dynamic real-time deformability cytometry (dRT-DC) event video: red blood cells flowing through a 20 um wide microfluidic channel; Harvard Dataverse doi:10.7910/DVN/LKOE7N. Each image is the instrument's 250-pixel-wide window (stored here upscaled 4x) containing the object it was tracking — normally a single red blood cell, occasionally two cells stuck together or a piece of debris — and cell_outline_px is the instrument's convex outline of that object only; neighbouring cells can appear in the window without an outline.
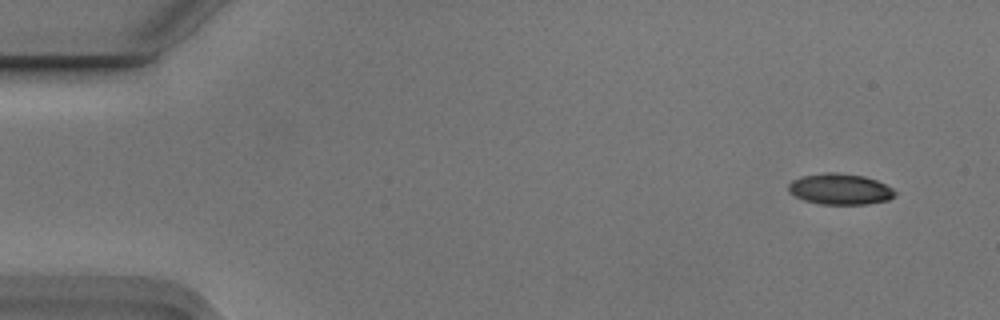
{"species": "Egyptian fruit bat (a non-hibernating species)", "species_latin": "Rousettus aegyptiacus", "temperature_condition": "cold", "stored_images_in_passage": 5, "camera_frame_rate_fps": 3000, "um_per_image_px": 0.085, "animal": {"sex": "male"}, "frame": {"image": 1, "passage_image": 1, "time_ms": 0.0, "image_size_px": [1000, 320], "cell_outline_px": [[896, 192], [888, 200], [868, 204], [820, 204], [804, 200], [788, 192], [788, 184], [792, 180], [800, 176], [824, 172], [836, 172], [864, 176], [876, 180], [892, 188]], "centroid_in_image_um": [71.36, 16.06], "position_along_channel_um": 13.6, "area_um2": 19.25}}
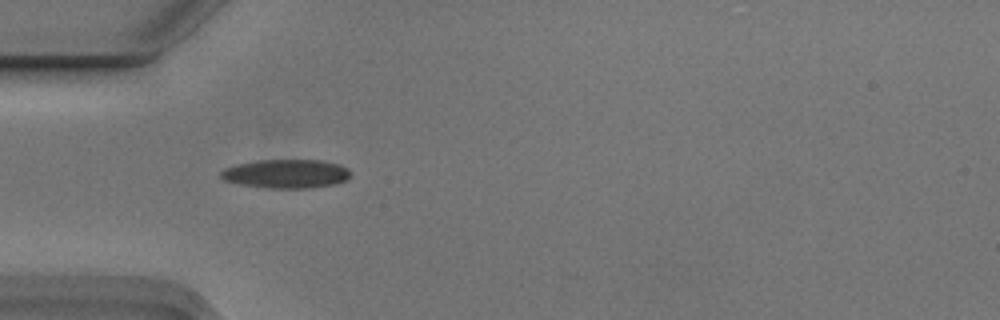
{"frame": {"image": 2, "passage_image": 4, "time_ms": 1.0, "image_size_px": [1000, 320], "cell_outline_px": [[348, 176], [344, 180], [336, 184], [308, 188], [268, 188], [240, 184], [224, 180], [220, 176], [220, 172], [224, 168], [236, 164], [256, 160], [320, 160], [340, 164], [348, 168]], "centroid_in_image_um": [24.28, 14.76], "position_along_channel_um": 60.7, "area_um2": 21.73}}